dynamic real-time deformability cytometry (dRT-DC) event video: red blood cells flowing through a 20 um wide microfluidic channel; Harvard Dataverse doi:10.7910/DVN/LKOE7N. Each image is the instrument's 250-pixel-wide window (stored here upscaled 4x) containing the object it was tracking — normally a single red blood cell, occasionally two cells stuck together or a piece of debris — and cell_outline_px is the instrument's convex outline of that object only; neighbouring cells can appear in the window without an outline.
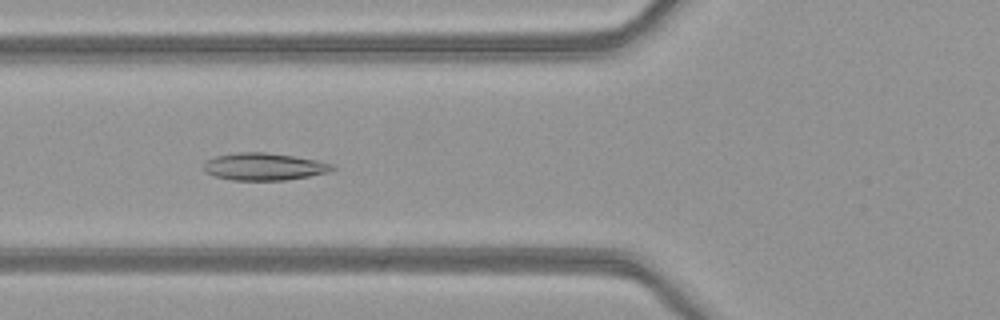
{"species": "common noctule bat (a hibernating species)", "species_latin": "Nyctalus noctula", "temperature_condition": "warm", "stored_images_in_passage": 45, "camera_frame_rate_fps": 3000, "um_per_image_px": 0.085, "animal": {"sex": "female", "body_mass_g": 21.9}, "frame": {"image": 1, "passage_image": 14, "time_ms": 4.333, "image_size_px": [1000, 320], "cell_outline_px": [[336, 168], [328, 172], [308, 176], [284, 180], [232, 180], [216, 176], [204, 172], [204, 160], [216, 156], [236, 152], [264, 152], [292, 156], [316, 160], [336, 164]], "centroid_in_image_um": [22.43, 14.16], "position_along_channel_um": 103.4, "area_um2": 20.46}}
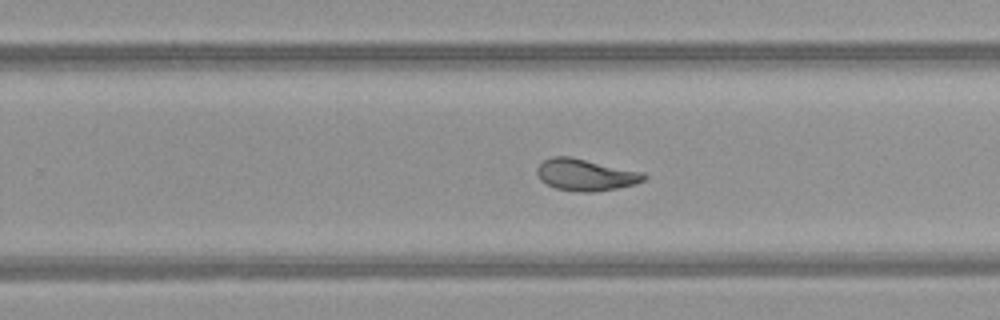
{"frame": {"image": 2, "passage_image": 27, "time_ms": 8.667, "image_size_px": [1000, 320], "cell_outline_px": [[648, 176], [644, 180], [636, 184], [616, 188], [592, 192], [580, 192], [556, 188], [540, 180], [536, 172], [536, 168], [544, 160], [552, 156], [568, 156], [644, 172]], "centroid_in_image_um": [49.78, 14.85], "position_along_channel_um": 280.0, "area_um2": 19.71}}
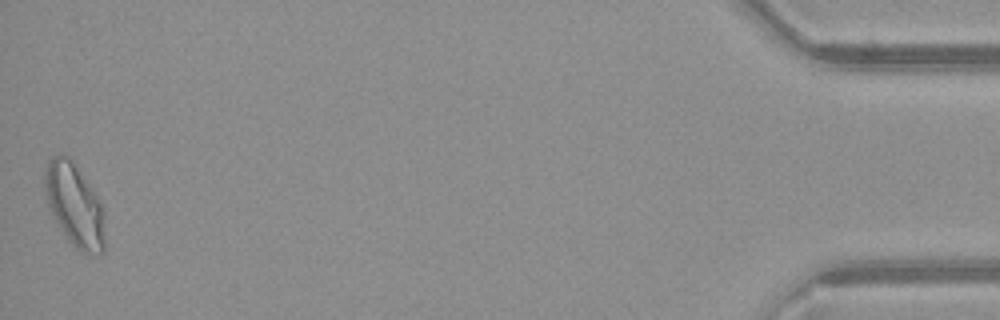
{"frame": {"image": 3, "passage_image": 45, "time_ms": 14.667, "image_size_px": [1000, 320], "cell_outline_px": [[104, 252], [100, 256], [96, 256], [80, 252], [68, 240], [56, 220], [48, 204], [44, 188], [44, 172], [48, 160], [52, 156], [60, 152], [64, 152], [72, 160], [104, 208]], "centroid_in_image_um": [6.34, 17.44], "position_along_channel_um": 428.9, "area_um2": 29.07}, "authors_computed_cell_mechanics": {"area_um2": 21.0392, "velocity_mm_per_s": 4.0725, "shape_relaxation_time_tau1_ms": 11.0144, "shape_relaxation_time_tau2_ms": 1.4805, "deformation_change_tau1": 0.2585, "deformation_change_tau2": 0.0749}}